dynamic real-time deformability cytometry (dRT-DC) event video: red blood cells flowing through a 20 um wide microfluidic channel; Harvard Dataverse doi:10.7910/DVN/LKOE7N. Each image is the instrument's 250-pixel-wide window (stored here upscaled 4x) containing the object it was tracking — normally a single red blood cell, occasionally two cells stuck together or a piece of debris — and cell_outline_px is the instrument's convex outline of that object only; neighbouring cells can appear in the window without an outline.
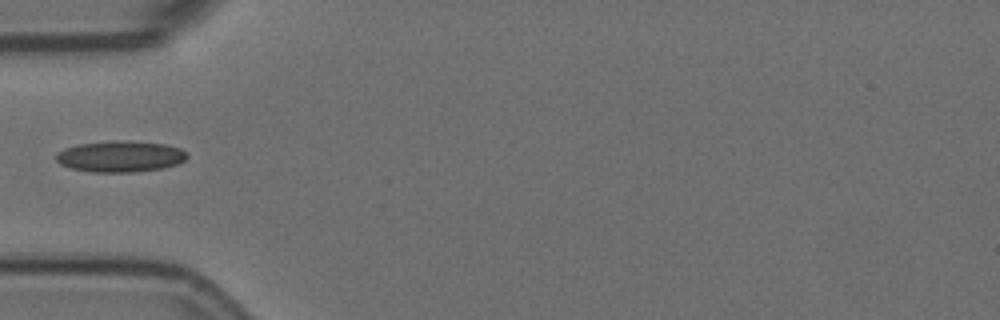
{"species": "Egyptian fruit bat (a non-hibernating species)", "species_latin": "Rousettus aegyptiacus", "temperature_condition": "room temperature", "stored_images_in_passage": 5, "camera_frame_rate_fps": 3000, "um_per_image_px": 0.085, "animal": {"sex": "female"}, "frame": {"image": 1, "passage_image": 5, "time_ms": 1.333, "image_size_px": [1000, 320], "cell_outline_px": [[188, 156], [184, 160], [176, 164], [160, 168], [132, 172], [92, 172], [72, 168], [60, 164], [56, 160], [56, 152], [64, 148], [76, 144], [116, 140], [128, 140], [164, 144], [180, 148], [188, 152]], "centroid_in_image_um": [10.2, 13.28], "position_along_channel_um": 74.8, "area_um2": 23.87}}